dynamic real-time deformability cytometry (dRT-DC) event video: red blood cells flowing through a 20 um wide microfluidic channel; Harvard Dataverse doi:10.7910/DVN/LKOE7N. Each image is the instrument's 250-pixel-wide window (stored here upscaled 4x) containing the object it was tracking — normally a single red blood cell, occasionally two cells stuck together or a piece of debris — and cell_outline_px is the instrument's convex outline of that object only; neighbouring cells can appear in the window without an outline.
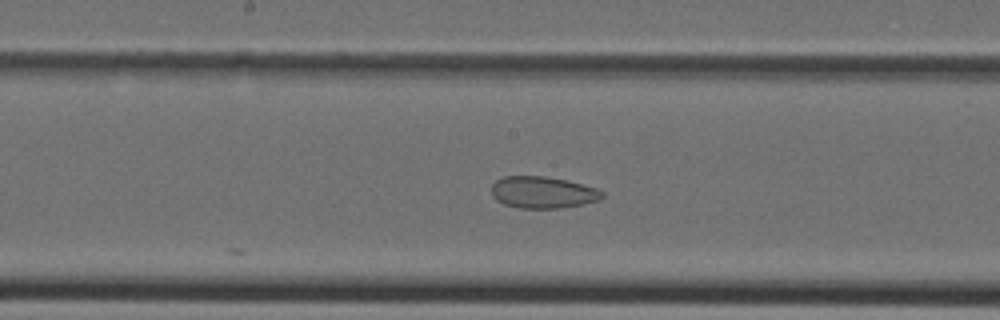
{"species": "Egyptian fruit bat (a non-hibernating species)", "species_latin": "Rousettus aegyptiacus", "temperature_condition": "cold", "stored_images_in_passage": 12, "camera_frame_rate_fps": 3000, "um_per_image_px": 0.085, "animal": {"sex": "female"}, "frame": {"image": 1, "passage_image": 12, "time_ms": 3.667, "image_size_px": [1000, 320], "cell_outline_px": [[604, 196], [600, 200], [584, 204], [560, 208], [520, 208], [504, 204], [496, 200], [492, 196], [492, 184], [496, 180], [504, 176], [544, 176], [568, 180], [596, 188], [604, 192]], "centroid_in_image_um": [46.15, 16.35], "position_along_channel_um": 202.1, "area_um2": 20.63}}